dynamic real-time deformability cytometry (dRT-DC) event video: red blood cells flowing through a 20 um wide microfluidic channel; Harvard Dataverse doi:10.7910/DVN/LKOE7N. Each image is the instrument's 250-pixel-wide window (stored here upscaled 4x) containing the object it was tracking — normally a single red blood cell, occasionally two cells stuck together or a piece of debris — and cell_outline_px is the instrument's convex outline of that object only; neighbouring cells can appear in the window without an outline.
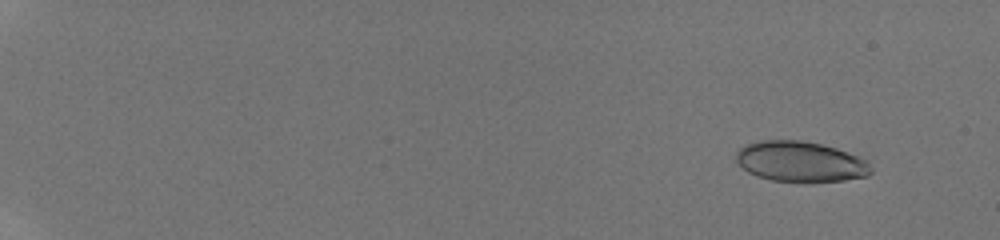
{"species": "human", "species_latin": "Homo sapiens", "temperature_condition": "room temperature", "stored_images_in_passage": 99, "camera_frame_rate_fps": 3000, "um_per_image_px": 0.085, "donor": {"sex": "male"}, "frame": {"image": 1, "passage_image": 11, "time_ms": 1.667, "image_size_px": [1000, 240], "cell_outline_px": [[872, 172], [868, 176], [844, 180], [808, 184], [804, 184], [772, 180], [756, 176], [748, 172], [736, 160], [736, 152], [744, 144], [760, 140], [800, 140], [820, 144], [836, 148], [860, 156], [868, 160], [872, 168]], "centroid_in_image_um": [68.07, 13.76], "position_along_channel_um": 16.9, "area_um2": 32.6}}
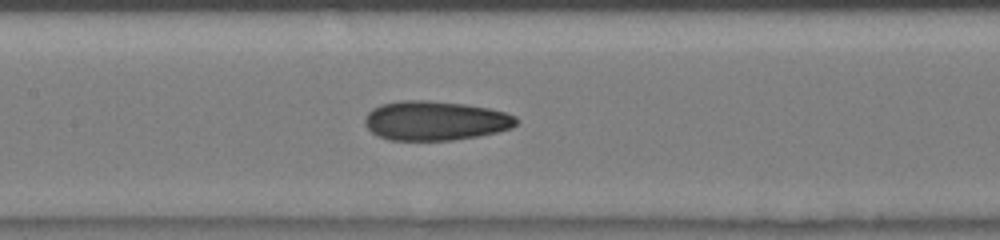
{"frame": {"image": 2, "passage_image": 60, "time_ms": 10.0, "image_size_px": [1000, 240], "cell_outline_px": [[516, 124], [512, 128], [480, 136], [452, 140], [388, 140], [372, 132], [364, 124], [364, 120], [368, 112], [372, 108], [380, 104], [400, 100], [428, 100], [464, 104], [488, 108], [504, 112], [516, 116]], "centroid_in_image_um": [36.97, 10.25], "position_along_channel_um": 170.4, "area_um2": 34.8}}
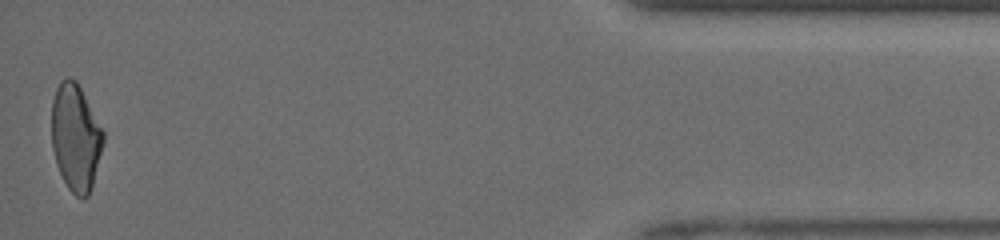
{"frame": {"image": 3, "passage_image": 97, "time_ms": 17.667, "image_size_px": [1000, 240], "cell_outline_px": [[104, 140], [92, 184], [88, 196], [84, 200], [76, 196], [68, 188], [56, 164], [52, 148], [52, 100], [56, 88], [60, 80], [68, 76], [76, 80], [104, 132]], "centroid_in_image_um": [6.41, 11.67], "position_along_channel_um": 428.8, "area_um2": 31.96}, "authors_computed_cell_mechanics": {"area_um2": 33.0616, "velocity_mm_per_s": 4.1752, "shape_relaxation_time_tau1_ms": null, "shape_relaxation_time_tau2_ms": 1.9933, "deformation_change_tau1": null, "deformation_change_tau2": 0.0819}}